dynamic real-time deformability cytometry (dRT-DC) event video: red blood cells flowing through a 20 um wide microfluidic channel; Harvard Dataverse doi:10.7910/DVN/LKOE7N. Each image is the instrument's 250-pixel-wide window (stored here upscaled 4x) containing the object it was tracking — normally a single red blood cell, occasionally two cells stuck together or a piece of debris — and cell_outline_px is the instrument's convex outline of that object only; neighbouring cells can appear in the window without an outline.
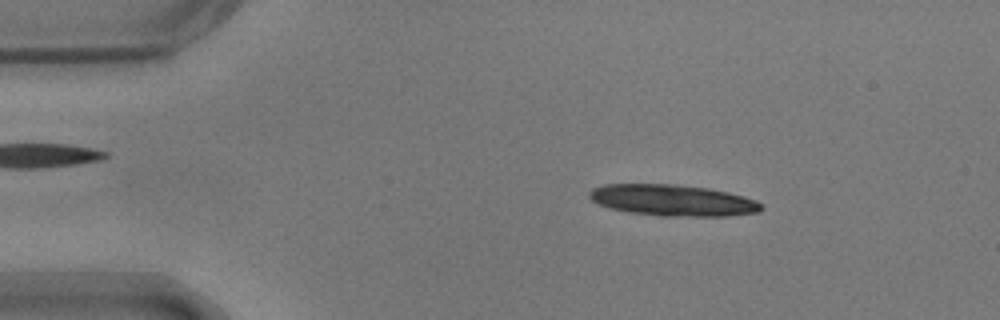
{"species": "common noctule bat (a hibernating species)", "species_latin": "Nyctalus noctula", "temperature_condition": "warm", "stored_images_in_passage": 20, "camera_frame_rate_fps": 3000, "um_per_image_px": 0.085, "animal": {"sex": "male", "body_mass_g": 17.9}, "frame": {"image": 1, "passage_image": 8, "time_ms": 2.333, "image_size_px": [1000, 320], "cell_outline_px": [[764, 208], [760, 212], [728, 216], [660, 216], [628, 212], [612, 208], [600, 204], [592, 200], [588, 196], [588, 192], [592, 188], [604, 184], [676, 184], [708, 188], [728, 192], [744, 196], [756, 200]], "centroid_in_image_um": [57.2, 17.02], "position_along_channel_um": 27.8, "area_um2": 31.5}}